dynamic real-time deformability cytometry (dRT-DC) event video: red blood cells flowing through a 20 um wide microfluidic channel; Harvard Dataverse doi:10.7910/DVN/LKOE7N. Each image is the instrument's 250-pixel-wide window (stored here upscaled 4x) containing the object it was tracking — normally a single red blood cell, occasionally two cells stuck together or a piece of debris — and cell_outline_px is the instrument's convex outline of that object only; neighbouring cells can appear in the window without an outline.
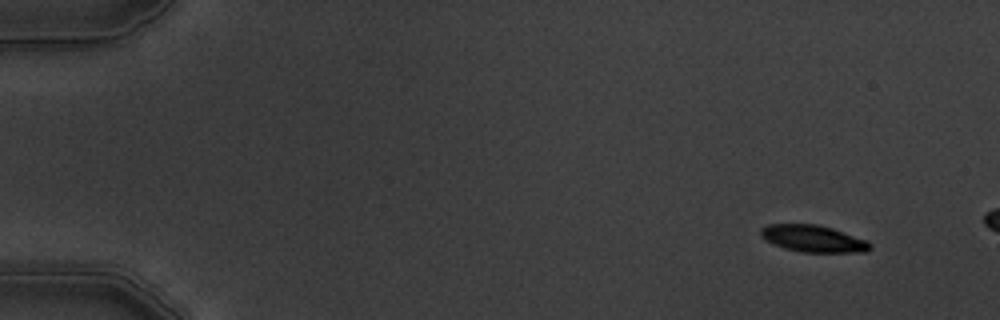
{"species": "common noctule bat (a hibernating species)", "species_latin": "Nyctalus noctula", "temperature_condition": "warm", "stored_images_in_passage": 5, "camera_frame_rate_fps": 3000, "um_per_image_px": 0.085, "animal": {"sex": "male", "body_mass_g": 19.5, "forearm_length_mm": 54.6}, "frame": {"image": 1, "passage_image": 2, "time_ms": 1.0, "image_size_px": [1000, 320], "cell_outline_px": [[872, 248], [868, 252], [800, 252], [784, 248], [764, 240], [760, 236], [760, 228], [768, 224], [816, 224], [832, 228], [868, 240], [872, 244]], "centroid_in_image_um": [69.13, 20.28], "position_along_channel_um": 15.9, "area_um2": 17.34}}